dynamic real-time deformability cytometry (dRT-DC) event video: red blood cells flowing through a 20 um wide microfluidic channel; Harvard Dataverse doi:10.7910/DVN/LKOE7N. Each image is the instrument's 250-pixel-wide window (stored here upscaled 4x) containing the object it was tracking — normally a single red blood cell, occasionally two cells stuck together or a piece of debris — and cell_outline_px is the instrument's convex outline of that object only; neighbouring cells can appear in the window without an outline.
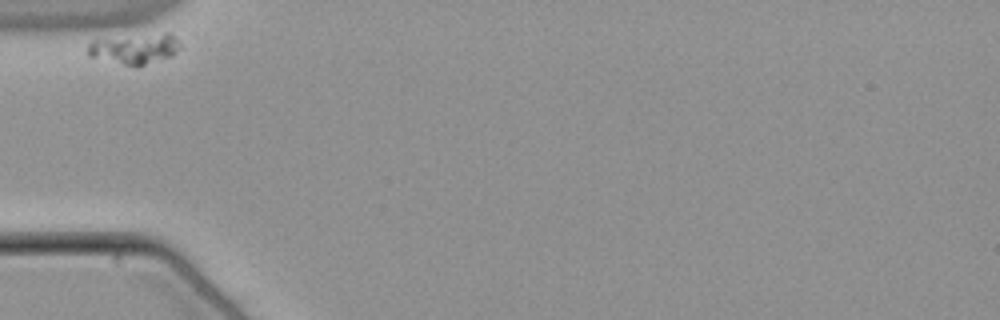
{"species": "common noctule bat (a hibernating species)", "species_latin": "Nyctalus noctula", "temperature_condition": "warm", "stored_images_in_passage": 36, "camera_frame_rate_fps": 3000, "um_per_image_px": 0.085, "animal": {"sex": "male", "body_mass_g": 21.5, "forearm_length_mm": 52.0}, "frame": {"image": 1, "passage_image": 1, "time_ms": 0.0, "image_size_px": [1000, 320], "cell_outline_px": [[180, 48], [172, 56], [136, 68], [88, 56], [88, 44], [92, 40], [164, 32], [168, 32], [180, 40]], "centroid_in_image_um": [11.48, 4.15], "position_along_channel_um": 73.5, "area_um2": 16.65}}
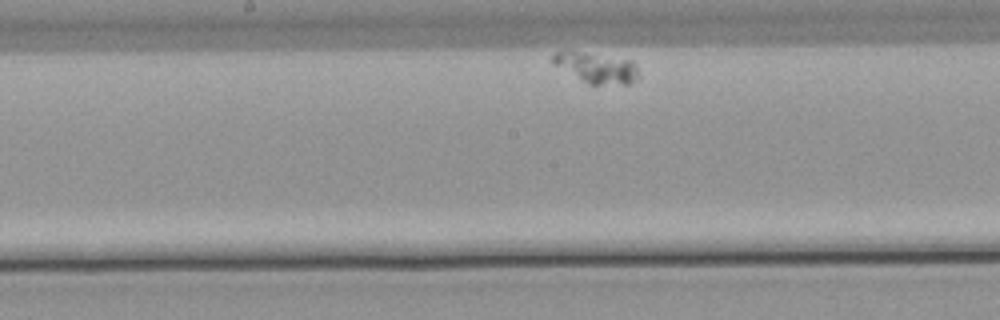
{"frame": {"image": 2, "passage_image": 15, "time_ms": 4.667, "image_size_px": [1000, 320], "cell_outline_px": [[640, 80], [628, 84], [588, 84], [552, 64], [552, 56], [556, 52], [564, 48], [632, 60], [636, 64], [640, 72]], "centroid_in_image_um": [50.71, 5.73], "position_along_channel_um": 197.5, "area_um2": 15.9}}
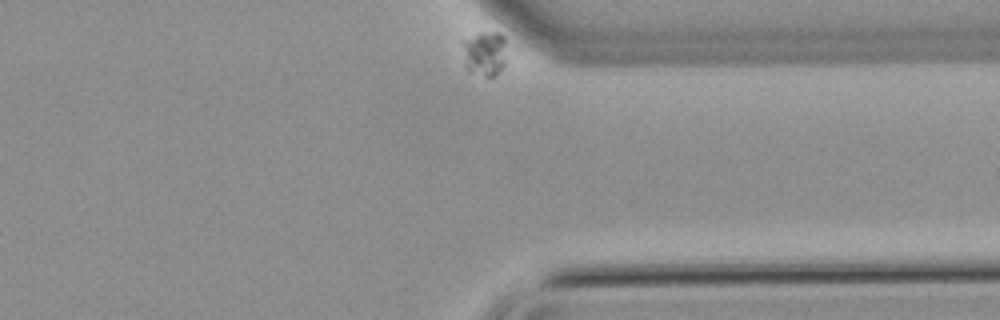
{"frame": {"image": 3, "passage_image": 36, "time_ms": 11.667, "image_size_px": [1000, 320], "cell_outline_px": [[504, 64], [492, 76], [484, 76], [468, 68], [460, 40], [480, 32], [500, 32], [504, 36]], "centroid_in_image_um": [41.17, 4.45], "position_along_channel_um": 370.2, "area_um2": 11.1}}